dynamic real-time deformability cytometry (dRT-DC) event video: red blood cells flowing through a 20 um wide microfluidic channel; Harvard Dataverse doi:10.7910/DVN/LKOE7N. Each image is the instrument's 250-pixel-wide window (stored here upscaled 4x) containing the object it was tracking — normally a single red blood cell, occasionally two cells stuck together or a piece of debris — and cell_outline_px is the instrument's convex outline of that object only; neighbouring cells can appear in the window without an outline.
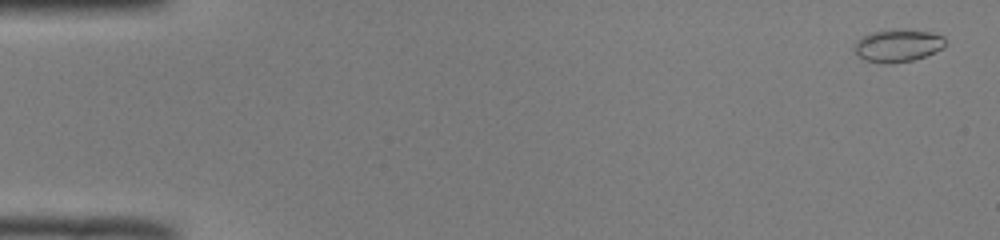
{"species": "common noctule bat (a hibernating species)", "species_latin": "Nyctalus noctula", "temperature_condition": "room temperature", "stored_images_in_passage": 49, "camera_frame_rate_fps": 3000, "um_per_image_px": 0.085, "animal": {"sex": "male", "body_mass_g": 19.0, "forearm_length_mm": 50.8}, "frame": {"image": 1, "passage_image": 2, "time_ms": 0.333, "image_size_px": [1000, 240], "cell_outline_px": [[944, 48], [924, 56], [912, 60], [888, 64], [884, 64], [864, 60], [852, 48], [856, 40], [872, 32], [904, 28], [928, 32], [944, 36]], "centroid_in_image_um": [76.29, 3.87], "position_along_channel_um": 8.7, "area_um2": 17.28}}
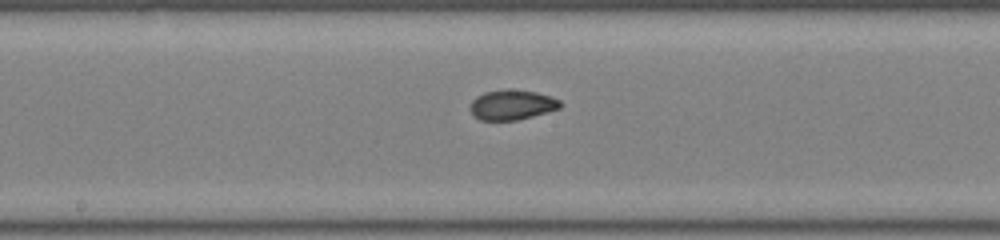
{"frame": {"image": 2, "passage_image": 28, "time_ms": 9.0, "image_size_px": [1000, 240], "cell_outline_px": [[564, 104], [560, 108], [548, 112], [516, 120], [480, 120], [472, 112], [472, 100], [476, 96], [484, 92], [504, 88], [536, 92], [552, 96], [560, 100]], "centroid_in_image_um": [43.57, 8.89], "position_along_channel_um": 204.6, "area_um2": 15.78}}
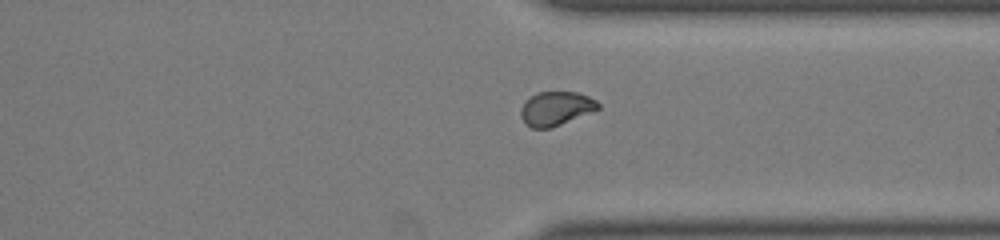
{"frame": {"image": 3, "passage_image": 40, "time_ms": 13.0, "image_size_px": [1000, 240], "cell_outline_px": [[600, 108], [552, 128], [532, 128], [520, 116], [520, 108], [524, 100], [536, 92], [576, 92], [588, 96], [596, 100], [600, 104]], "centroid_in_image_um": [47.23, 9.21], "position_along_channel_um": 364.2, "area_um2": 15.32}}